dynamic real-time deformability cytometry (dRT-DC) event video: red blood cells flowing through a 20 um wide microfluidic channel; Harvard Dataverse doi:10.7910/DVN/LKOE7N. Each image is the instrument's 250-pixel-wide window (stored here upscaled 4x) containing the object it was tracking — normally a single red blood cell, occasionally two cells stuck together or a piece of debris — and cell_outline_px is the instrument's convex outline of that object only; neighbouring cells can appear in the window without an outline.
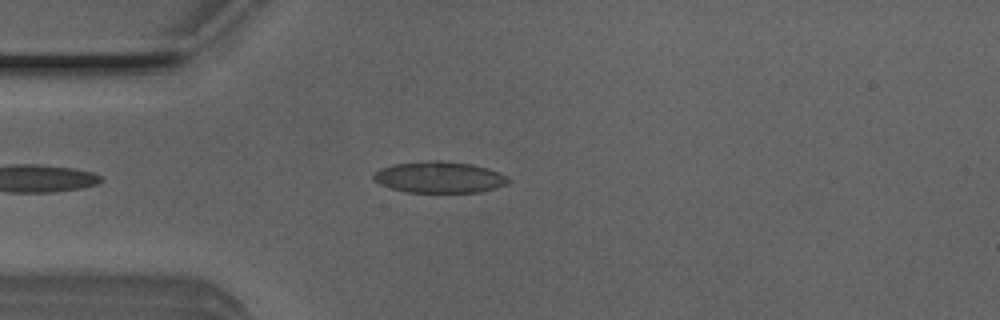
{"species": "Egyptian fruit bat (a non-hibernating species)", "species_latin": "Rousettus aegyptiacus", "temperature_condition": "room temperature", "stored_images_in_passage": 29, "camera_frame_rate_fps": 3000, "um_per_image_px": 0.085, "animal": {"sex": "male"}, "frame": {"image": 1, "passage_image": 6, "time_ms": 1.667, "image_size_px": [1000, 320], "cell_outline_px": [[512, 180], [508, 184], [496, 188], [480, 192], [404, 192], [388, 188], [372, 180], [372, 176], [380, 168], [392, 164], [428, 160], [440, 160], [472, 164], [488, 168], [508, 176]], "centroid_in_image_um": [37.34, 15.06], "position_along_channel_um": 47.7, "area_um2": 25.03}}
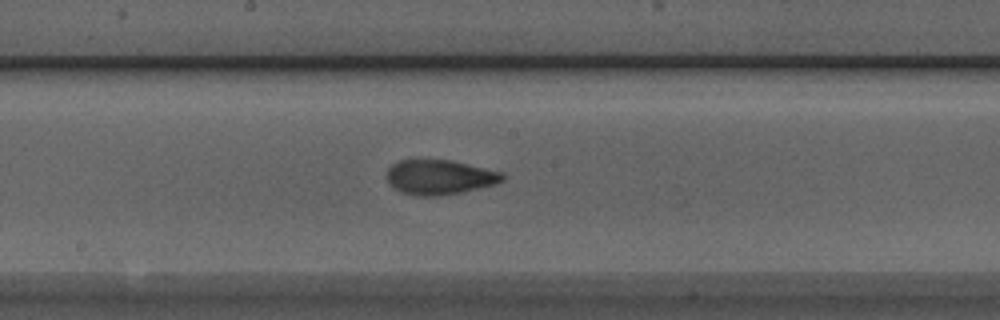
{"frame": {"image": 2, "passage_image": 19, "time_ms": 6.0, "image_size_px": [1000, 320], "cell_outline_px": [[504, 180], [496, 184], [464, 192], [440, 196], [416, 196], [400, 192], [388, 184], [388, 168], [392, 164], [400, 160], [452, 160], [504, 172]], "centroid_in_image_um": [37.39, 15.07], "position_along_channel_um": 210.8, "area_um2": 23.7}}
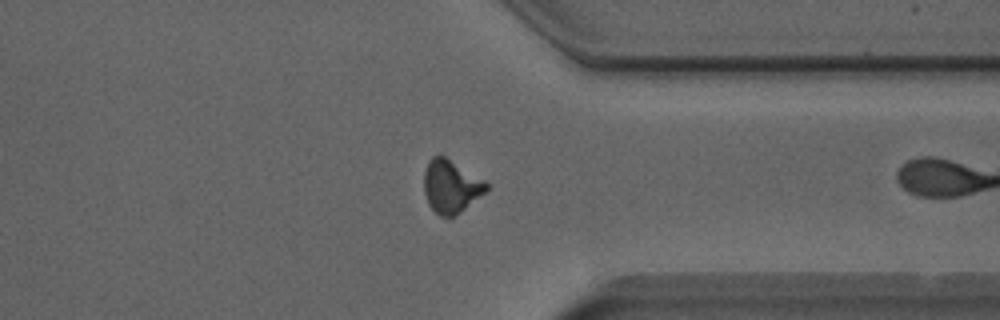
{"frame": {"image": 3, "passage_image": 28, "time_ms": 9.0, "image_size_px": [1000, 320], "cell_outline_px": [[488, 188], [484, 192], [464, 208], [452, 216], [440, 216], [428, 204], [424, 192], [424, 172], [428, 160], [432, 156], [440, 152], [484, 180], [488, 184]], "centroid_in_image_um": [38.28, 15.77], "position_along_channel_um": 373.1, "area_um2": 19.13}}